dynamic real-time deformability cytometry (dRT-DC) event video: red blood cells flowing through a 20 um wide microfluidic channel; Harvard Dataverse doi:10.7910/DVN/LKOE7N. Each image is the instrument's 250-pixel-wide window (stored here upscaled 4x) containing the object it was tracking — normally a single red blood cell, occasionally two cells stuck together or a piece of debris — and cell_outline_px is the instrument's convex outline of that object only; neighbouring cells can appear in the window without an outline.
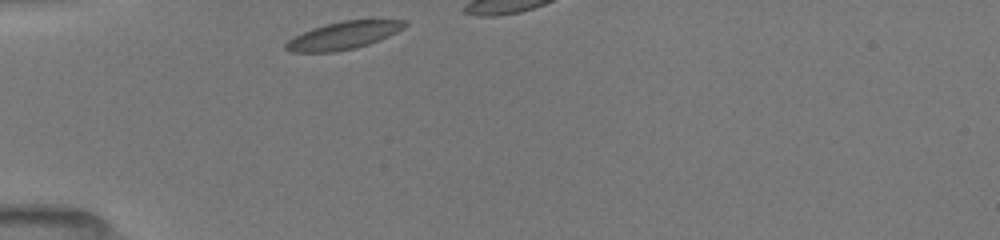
{"species": "common noctule bat (a hibernating species)", "species_latin": "Nyctalus noctula", "temperature_condition": "room temperature", "stored_images_in_passage": 2, "camera_frame_rate_fps": 3000, "um_per_image_px": 0.085, "animal": {"sex": "female", "body_mass_g": 19.5, "forearm_length_mm": 54.1}, "frame": {"image": 1, "passage_image": 1, "time_ms": 0.0, "image_size_px": [1000, 240], "cell_outline_px": [[408, 24], [404, 28], [380, 40], [356, 48], [332, 52], [292, 52], [284, 48], [284, 44], [288, 40], [312, 28], [324, 24], [344, 20], [408, 20]], "centroid_in_image_um": [29.2, 3.01], "position_along_channel_um": 55.8, "area_um2": 19.07}}